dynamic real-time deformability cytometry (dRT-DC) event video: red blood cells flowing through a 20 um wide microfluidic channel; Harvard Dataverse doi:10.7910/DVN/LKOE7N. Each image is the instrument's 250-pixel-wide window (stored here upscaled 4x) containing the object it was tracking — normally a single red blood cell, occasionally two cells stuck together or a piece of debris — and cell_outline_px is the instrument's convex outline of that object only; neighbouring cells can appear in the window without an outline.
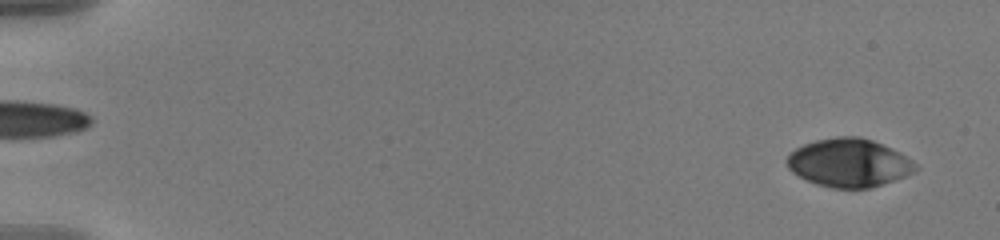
{"species": "human", "species_latin": "Homo sapiens", "temperature_condition": "warm", "stored_images_in_passage": 57, "camera_frame_rate_fps": 3000, "um_per_image_px": 0.085, "donor": {"sex": "male"}, "frame": {"image": 1, "passage_image": 3, "time_ms": 0.667, "image_size_px": [1000, 240], "cell_outline_px": [[920, 168], [904, 176], [872, 188], [832, 188], [816, 184], [792, 172], [788, 168], [784, 160], [788, 152], [804, 144], [816, 140], [836, 136], [860, 136], [872, 140], [892, 148], [900, 152], [912, 160]], "centroid_in_image_um": [72.13, 13.83], "position_along_channel_um": 12.9, "area_um2": 36.41}}
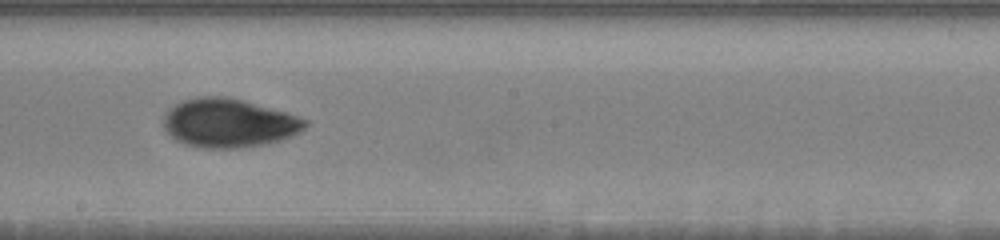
{"frame": {"image": 2, "passage_image": 34, "time_ms": 11.0, "image_size_px": [1000, 240], "cell_outline_px": [[308, 124], [300, 132], [292, 136], [280, 140], [264, 144], [240, 148], [200, 148], [184, 144], [176, 140], [164, 128], [164, 116], [168, 108], [184, 100], [196, 96], [224, 96], [288, 112], [308, 120]], "centroid_in_image_um": [19.45, 10.46], "position_along_channel_um": 228.8, "area_um2": 40.29}}
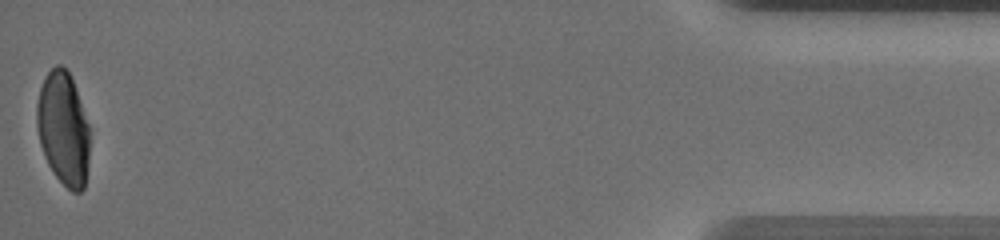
{"frame": {"image": 3, "passage_image": 57, "time_ms": 18.667, "image_size_px": [1000, 240], "cell_outline_px": [[88, 164], [84, 188], [80, 192], [72, 192], [56, 176], [48, 164], [44, 156], [40, 144], [36, 124], [36, 104], [40, 88], [44, 76], [56, 64], [60, 64], [68, 72], [72, 80], [88, 124]], "centroid_in_image_um": [5.35, 10.93], "position_along_channel_um": 429.9, "area_um2": 34.62}, "authors_computed_cell_mechanics": {"area_um2": 37.7434, "velocity_mm_per_s": 3.6282, "shape_relaxation_time_tau1_ms": 4.2857, "shape_relaxation_time_tau2_ms": 1.9177, "deformation_change_tau1": 0.1549, "deformation_change_tau2": 0.0557}}